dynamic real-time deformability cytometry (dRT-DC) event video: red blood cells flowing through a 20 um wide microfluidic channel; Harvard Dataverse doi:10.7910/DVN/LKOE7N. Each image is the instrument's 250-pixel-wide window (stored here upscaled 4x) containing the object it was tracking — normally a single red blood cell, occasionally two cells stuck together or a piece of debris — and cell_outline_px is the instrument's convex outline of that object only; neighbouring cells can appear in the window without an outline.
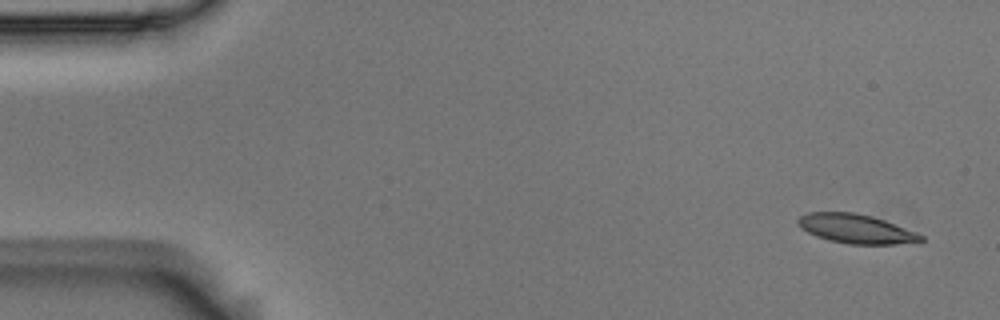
{"species": "Egyptian fruit bat (a non-hibernating species)", "species_latin": "Rousettus aegyptiacus", "temperature_condition": "room temperature", "stored_images_in_passage": 6, "camera_frame_rate_fps": 3000, "um_per_image_px": 0.085, "animal": {"sex": "male"}, "frame": {"image": 1, "passage_image": 1, "time_ms": 0.0, "image_size_px": [1000, 320], "cell_outline_px": [[924, 240], [892, 244], [848, 244], [828, 240], [816, 236], [800, 228], [796, 224], [796, 220], [800, 216], [808, 212], [856, 212], [872, 216], [884, 220], [916, 232], [924, 236]], "centroid_in_image_um": [72.7, 19.43], "position_along_channel_um": 12.3, "area_um2": 20.87}}
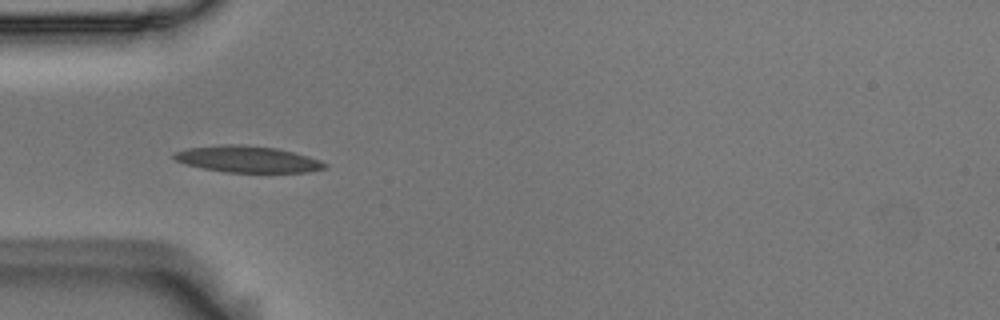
{"frame": {"image": 2, "passage_image": 5, "time_ms": 1.333, "image_size_px": [1000, 320], "cell_outline_px": [[328, 168], [308, 172], [224, 172], [204, 168], [188, 164], [176, 160], [172, 156], [172, 152], [188, 148], [220, 144], [240, 144], [276, 148], [308, 156], [320, 160], [328, 164]], "centroid_in_image_um": [21.06, 13.53], "position_along_channel_um": 63.9, "area_um2": 23.24}}
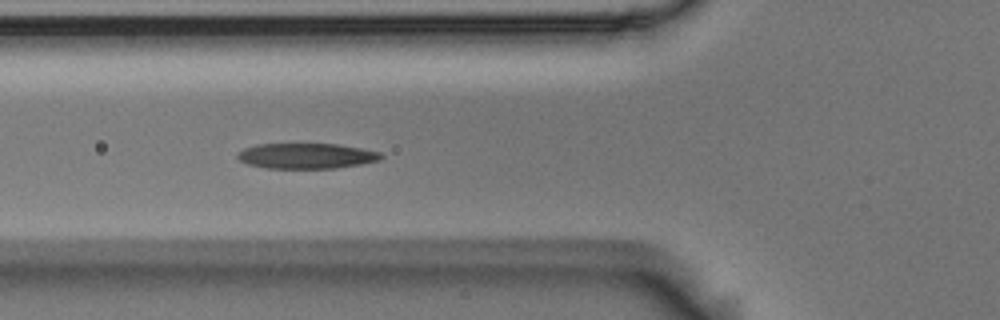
{"frame": {"image": 3, "passage_image": 6, "time_ms": 1.667, "image_size_px": [1000, 320], "cell_outline_px": [[384, 156], [380, 160], [360, 164], [336, 168], [264, 168], [248, 164], [240, 160], [236, 156], [236, 152], [244, 148], [256, 144], [340, 144], [380, 152]], "centroid_in_image_um": [26.02, 13.25], "position_along_channel_um": 99.8, "area_um2": 21.33}}